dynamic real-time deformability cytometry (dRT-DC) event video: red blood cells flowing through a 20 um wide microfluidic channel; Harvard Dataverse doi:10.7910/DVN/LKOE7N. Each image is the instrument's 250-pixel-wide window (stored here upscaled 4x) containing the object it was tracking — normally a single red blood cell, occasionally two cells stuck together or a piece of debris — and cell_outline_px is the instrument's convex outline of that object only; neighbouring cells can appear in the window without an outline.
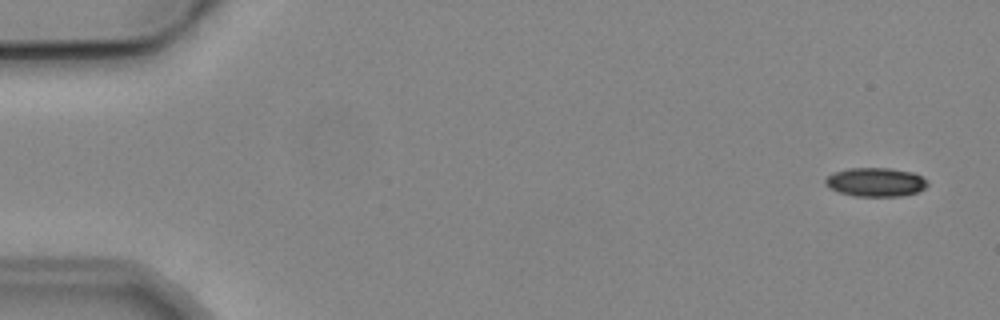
{"species": "common noctule bat (a hibernating species)", "species_latin": "Nyctalus noctula", "temperature_condition": "cold", "stored_images_in_passage": 6, "camera_frame_rate_fps": 3000, "um_per_image_px": 0.085, "animal": {"sex": "male", "body_mass_g": 19.2, "forearm_length_mm": 51.8}, "frame": {"image": 1, "passage_image": 1, "time_ms": 0.0, "image_size_px": [1000, 320], "cell_outline_px": [[928, 184], [924, 188], [916, 192], [900, 196], [856, 196], [840, 192], [828, 188], [824, 184], [824, 180], [832, 172], [848, 168], [892, 168], [912, 172], [928, 180]], "centroid_in_image_um": [74.4, 15.47], "position_along_channel_um": 10.6, "area_um2": 17.22}}
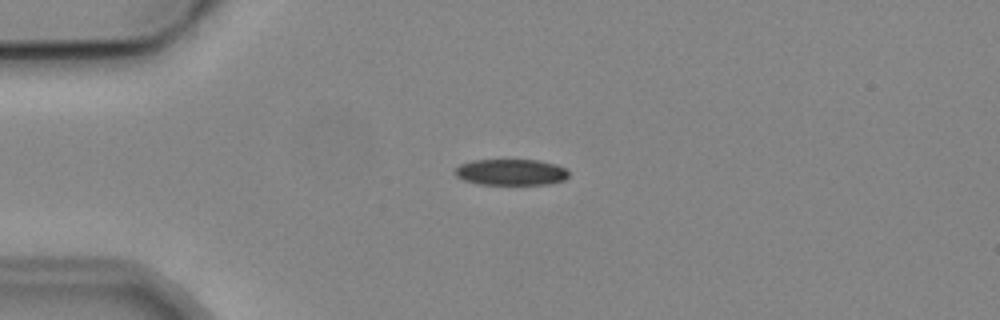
{"frame": {"image": 2, "passage_image": 3, "time_ms": 3.667, "image_size_px": [1000, 320], "cell_outline_px": [[568, 176], [564, 180], [548, 184], [480, 184], [464, 180], [456, 176], [456, 168], [460, 164], [472, 160], [540, 160], [556, 164], [564, 168], [568, 172]], "centroid_in_image_um": [43.44, 14.63], "position_along_channel_um": 41.6, "area_um2": 17.22}}
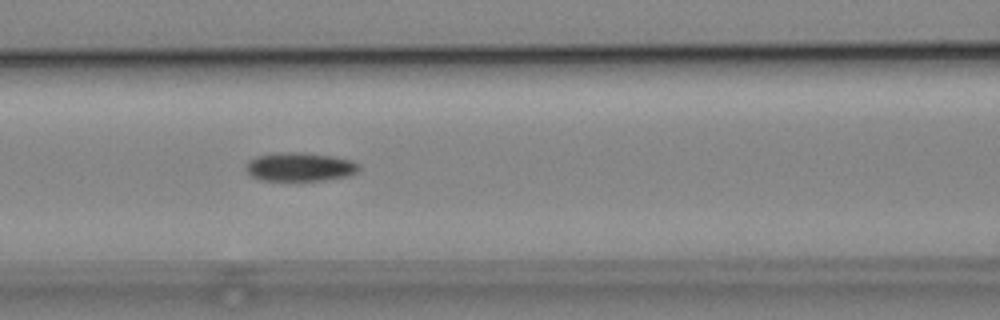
{"frame": {"image": 3, "passage_image": 6, "time_ms": 7.0, "image_size_px": [1000, 320], "cell_outline_px": [[360, 168], [352, 176], [324, 180], [260, 180], [252, 176], [244, 168], [248, 160], [256, 156], [280, 152], [304, 152], [332, 156], [352, 160], [360, 164]], "centroid_in_image_um": [25.51, 14.18], "position_along_channel_um": 141.1, "area_um2": 19.13}}